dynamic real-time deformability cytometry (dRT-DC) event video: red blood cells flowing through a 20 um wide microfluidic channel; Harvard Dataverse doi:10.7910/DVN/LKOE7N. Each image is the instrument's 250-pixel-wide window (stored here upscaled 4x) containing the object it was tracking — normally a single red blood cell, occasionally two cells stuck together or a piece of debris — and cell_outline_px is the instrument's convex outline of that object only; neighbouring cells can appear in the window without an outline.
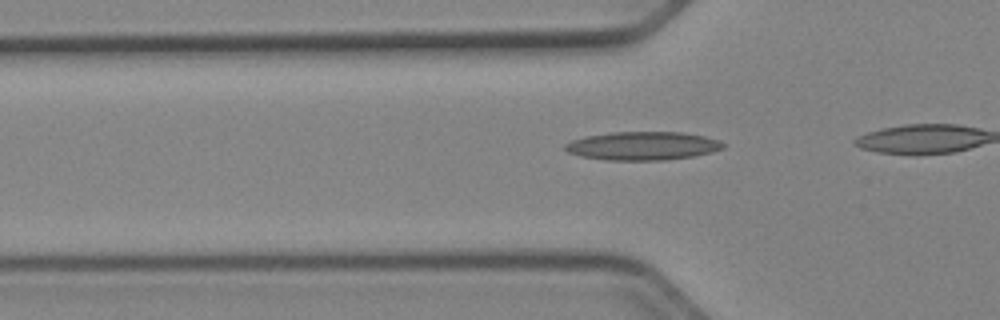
{"species": "Egyptian fruit bat (a non-hibernating species)", "species_latin": "Rousettus aegyptiacus", "temperature_condition": "cold", "stored_images_in_passage": 19, "camera_frame_rate_fps": 3000, "um_per_image_px": 0.085, "animal": {"sex": "female"}, "frame": {"image": 1, "passage_image": 14, "time_ms": 4.333, "image_size_px": [1000, 320], "cell_outline_px": [[724, 148], [712, 152], [692, 156], [664, 160], [604, 160], [580, 156], [568, 152], [564, 148], [564, 144], [572, 140], [584, 136], [612, 132], [680, 132], [704, 136], [720, 140], [724, 144]], "centroid_in_image_um": [54.6, 12.4], "position_along_channel_um": 71.2, "area_um2": 26.24}}